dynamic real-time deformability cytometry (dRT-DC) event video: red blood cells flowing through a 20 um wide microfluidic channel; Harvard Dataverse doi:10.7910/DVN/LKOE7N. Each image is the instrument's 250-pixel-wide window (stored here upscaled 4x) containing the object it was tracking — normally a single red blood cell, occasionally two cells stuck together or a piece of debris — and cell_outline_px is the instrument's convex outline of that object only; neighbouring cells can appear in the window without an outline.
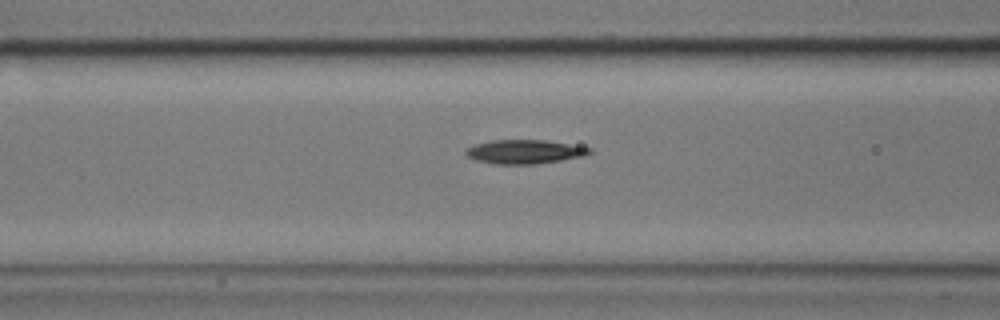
{"species": "common noctule bat (a hibernating species)", "species_latin": "Nyctalus noctula", "temperature_condition": "cold", "stored_images_in_passage": 38, "camera_frame_rate_fps": 3000, "um_per_image_px": 0.085, "animal": {"sex": "male", "body_mass_g": 17.9}, "frame": {"image": 1, "passage_image": 10, "time_ms": 3.0, "image_size_px": [1000, 320], "cell_outline_px": [[592, 152], [584, 156], [536, 164], [496, 164], [476, 160], [468, 156], [464, 152], [468, 148], [476, 144], [492, 140], [544, 140], [592, 148]], "centroid_in_image_um": [44.59, 12.9], "position_along_channel_um": 122.0, "area_um2": 17.05}}
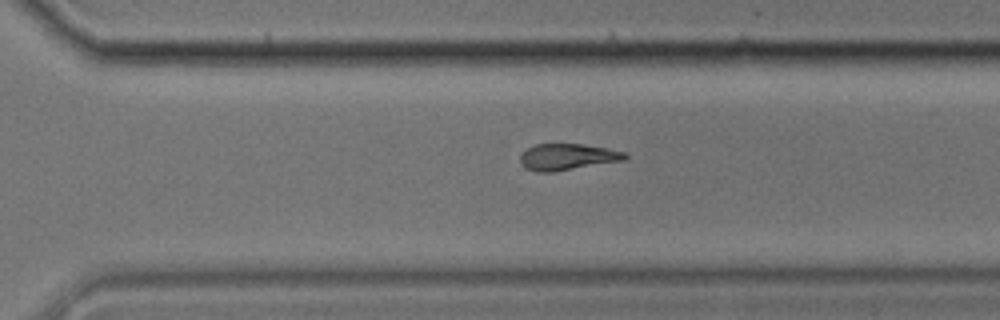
{"frame": {"image": 2, "passage_image": 27, "time_ms": 8.667, "image_size_px": [1000, 320], "cell_outline_px": [[628, 156], [624, 160], [552, 172], [536, 172], [528, 168], [520, 160], [520, 156], [528, 148], [536, 144], [580, 144], [604, 148], [624, 152]], "centroid_in_image_um": [48.23, 13.33], "position_along_channel_um": 322.4, "area_um2": 15.66}}
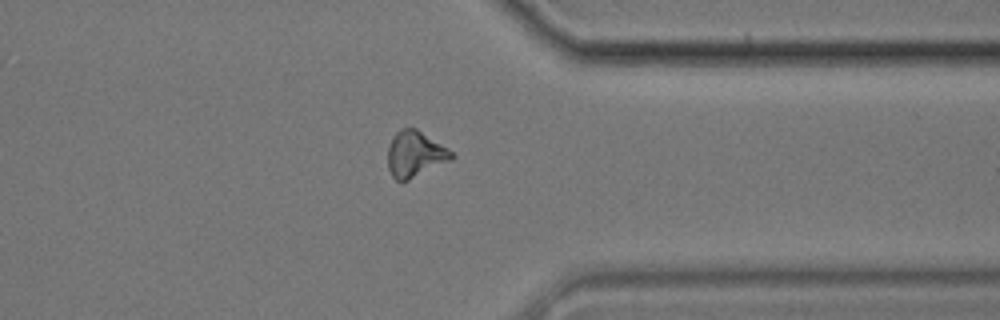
{"frame": {"image": 3, "passage_image": 32, "time_ms": 10.333, "image_size_px": [1000, 320], "cell_outline_px": [[456, 156], [452, 160], [408, 180], [396, 180], [392, 176], [388, 168], [388, 148], [392, 136], [400, 128], [416, 128], [448, 148]], "centroid_in_image_um": [35.28, 13.09], "position_along_channel_um": 376.1, "area_um2": 17.11}, "authors_computed_cell_mechanics": {"area_um2": 16.8487, "velocity_mm_per_s": 3.5402, "shape_relaxation_time_tau1_ms": 3.3883, "shape_relaxation_time_tau2_ms": 10.1217, "deformation_change_tau1": 0.1536, "deformation_change_tau2": 0.209}}